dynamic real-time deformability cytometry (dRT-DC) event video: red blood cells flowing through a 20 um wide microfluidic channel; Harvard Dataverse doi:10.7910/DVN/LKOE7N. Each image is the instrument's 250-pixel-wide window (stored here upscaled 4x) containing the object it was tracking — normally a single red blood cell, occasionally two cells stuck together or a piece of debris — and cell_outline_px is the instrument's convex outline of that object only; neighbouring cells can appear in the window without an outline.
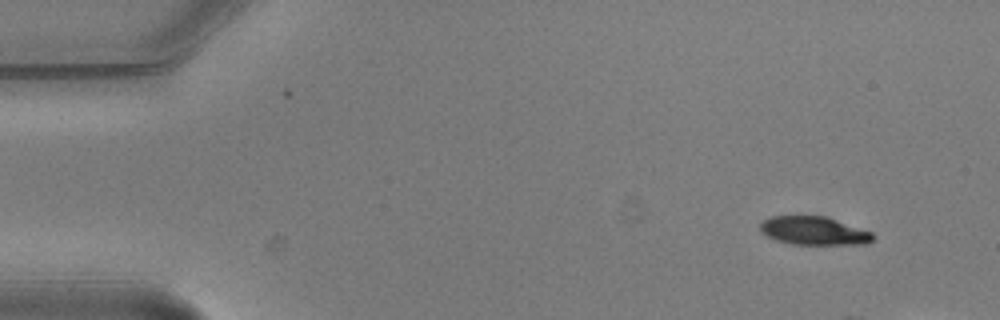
{"species": "common noctule bat (a hibernating species)", "species_latin": "Nyctalus noctula", "temperature_condition": "warm", "stored_images_in_passage": 6, "camera_frame_rate_fps": 3000, "um_per_image_px": 0.085, "animal": {"sex": "male", "body_mass_g": 20.5, "forearm_length_mm": 52.5}, "frame": {"image": 1, "passage_image": 1, "time_ms": 0.0, "image_size_px": [1000, 320], "cell_outline_px": [[876, 236], [868, 244], [792, 244], [776, 240], [760, 232], [760, 224], [764, 220], [772, 216], [824, 216], [872, 232]], "centroid_in_image_um": [69.18, 19.62], "position_along_channel_um": 15.8, "area_um2": 18.5}}
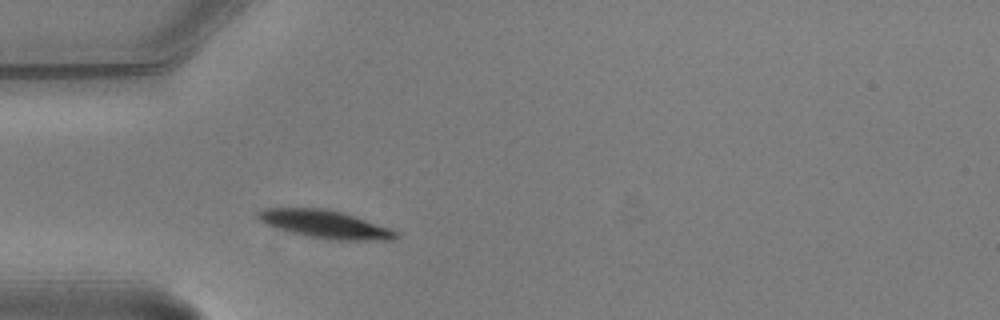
{"frame": {"image": 2, "passage_image": 6, "time_ms": 1.667, "image_size_px": [1000, 320], "cell_outline_px": [[400, 236], [392, 240], [328, 240], [288, 232], [264, 224], [256, 216], [256, 212], [264, 208], [324, 208], [340, 212], [388, 228], [396, 232]], "centroid_in_image_um": [27.55, 19.07], "position_along_channel_um": 57.5, "area_um2": 22.25}}